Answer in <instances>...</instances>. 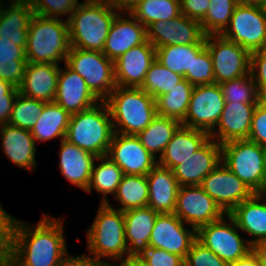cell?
<instances>
[{"mask_svg":"<svg viewBox=\"0 0 266 266\" xmlns=\"http://www.w3.org/2000/svg\"><path fill=\"white\" fill-rule=\"evenodd\" d=\"M71 114L56 102H44V108L36 124L30 130L35 141L53 138L65 139Z\"/></svg>","mask_w":266,"mask_h":266,"instance_id":"4dcf8cb0","label":"cell"},{"mask_svg":"<svg viewBox=\"0 0 266 266\" xmlns=\"http://www.w3.org/2000/svg\"><path fill=\"white\" fill-rule=\"evenodd\" d=\"M96 266H110V263L106 262L105 264H97Z\"/></svg>","mask_w":266,"mask_h":266,"instance_id":"6125c7cd","label":"cell"},{"mask_svg":"<svg viewBox=\"0 0 266 266\" xmlns=\"http://www.w3.org/2000/svg\"><path fill=\"white\" fill-rule=\"evenodd\" d=\"M225 102H237L245 104H258L259 97L256 84L251 74L220 84Z\"/></svg>","mask_w":266,"mask_h":266,"instance_id":"b9f144b4","label":"cell"},{"mask_svg":"<svg viewBox=\"0 0 266 266\" xmlns=\"http://www.w3.org/2000/svg\"><path fill=\"white\" fill-rule=\"evenodd\" d=\"M10 1L8 9H4L0 1V38L10 39L26 49L28 26L34 12L27 0Z\"/></svg>","mask_w":266,"mask_h":266,"instance_id":"f546056e","label":"cell"},{"mask_svg":"<svg viewBox=\"0 0 266 266\" xmlns=\"http://www.w3.org/2000/svg\"><path fill=\"white\" fill-rule=\"evenodd\" d=\"M229 215L235 220L239 230L253 237L249 240L252 246L266 240V194L255 193L237 205Z\"/></svg>","mask_w":266,"mask_h":266,"instance_id":"4316f807","label":"cell"},{"mask_svg":"<svg viewBox=\"0 0 266 266\" xmlns=\"http://www.w3.org/2000/svg\"><path fill=\"white\" fill-rule=\"evenodd\" d=\"M65 64L85 80L100 101H105L117 86L114 62L103 52L71 47Z\"/></svg>","mask_w":266,"mask_h":266,"instance_id":"ba28073f","label":"cell"},{"mask_svg":"<svg viewBox=\"0 0 266 266\" xmlns=\"http://www.w3.org/2000/svg\"><path fill=\"white\" fill-rule=\"evenodd\" d=\"M250 74L256 84L259 97L266 100V49L251 52Z\"/></svg>","mask_w":266,"mask_h":266,"instance_id":"bcb514c9","label":"cell"},{"mask_svg":"<svg viewBox=\"0 0 266 266\" xmlns=\"http://www.w3.org/2000/svg\"><path fill=\"white\" fill-rule=\"evenodd\" d=\"M265 194H266V168H265Z\"/></svg>","mask_w":266,"mask_h":266,"instance_id":"e7e4bbea","label":"cell"},{"mask_svg":"<svg viewBox=\"0 0 266 266\" xmlns=\"http://www.w3.org/2000/svg\"><path fill=\"white\" fill-rule=\"evenodd\" d=\"M222 163L254 193L265 194L266 147L248 139L221 145Z\"/></svg>","mask_w":266,"mask_h":266,"instance_id":"52a82bcc","label":"cell"},{"mask_svg":"<svg viewBox=\"0 0 266 266\" xmlns=\"http://www.w3.org/2000/svg\"><path fill=\"white\" fill-rule=\"evenodd\" d=\"M222 161L221 144L209 138L194 154L172 171L180 186L201 185L203 179Z\"/></svg>","mask_w":266,"mask_h":266,"instance_id":"ac0fdd59","label":"cell"},{"mask_svg":"<svg viewBox=\"0 0 266 266\" xmlns=\"http://www.w3.org/2000/svg\"><path fill=\"white\" fill-rule=\"evenodd\" d=\"M60 66L27 62L19 92L43 102H54Z\"/></svg>","mask_w":266,"mask_h":266,"instance_id":"603a6c76","label":"cell"},{"mask_svg":"<svg viewBox=\"0 0 266 266\" xmlns=\"http://www.w3.org/2000/svg\"><path fill=\"white\" fill-rule=\"evenodd\" d=\"M35 15L44 18H59L68 15V20L79 4V0H27Z\"/></svg>","mask_w":266,"mask_h":266,"instance_id":"7bdbcfd3","label":"cell"},{"mask_svg":"<svg viewBox=\"0 0 266 266\" xmlns=\"http://www.w3.org/2000/svg\"><path fill=\"white\" fill-rule=\"evenodd\" d=\"M184 224L174 213L158 214L151 231L149 247L164 249L185 259L196 240V229L188 230Z\"/></svg>","mask_w":266,"mask_h":266,"instance_id":"2e32d148","label":"cell"},{"mask_svg":"<svg viewBox=\"0 0 266 266\" xmlns=\"http://www.w3.org/2000/svg\"><path fill=\"white\" fill-rule=\"evenodd\" d=\"M252 250L258 256L261 266H266V240L255 243Z\"/></svg>","mask_w":266,"mask_h":266,"instance_id":"11a10c76","label":"cell"},{"mask_svg":"<svg viewBox=\"0 0 266 266\" xmlns=\"http://www.w3.org/2000/svg\"><path fill=\"white\" fill-rule=\"evenodd\" d=\"M229 266H261V264L258 256L252 250L245 257L229 264Z\"/></svg>","mask_w":266,"mask_h":266,"instance_id":"db71d44e","label":"cell"},{"mask_svg":"<svg viewBox=\"0 0 266 266\" xmlns=\"http://www.w3.org/2000/svg\"><path fill=\"white\" fill-rule=\"evenodd\" d=\"M205 44L171 45L156 48V60L174 73L180 74L192 84L193 57Z\"/></svg>","mask_w":266,"mask_h":266,"instance_id":"1f68e13d","label":"cell"},{"mask_svg":"<svg viewBox=\"0 0 266 266\" xmlns=\"http://www.w3.org/2000/svg\"><path fill=\"white\" fill-rule=\"evenodd\" d=\"M113 134L108 105L105 101H99L88 109L71 114L65 139L100 157L107 155Z\"/></svg>","mask_w":266,"mask_h":266,"instance_id":"5b68a950","label":"cell"},{"mask_svg":"<svg viewBox=\"0 0 266 266\" xmlns=\"http://www.w3.org/2000/svg\"><path fill=\"white\" fill-rule=\"evenodd\" d=\"M19 89L0 79V126L8 123Z\"/></svg>","mask_w":266,"mask_h":266,"instance_id":"681fc988","label":"cell"},{"mask_svg":"<svg viewBox=\"0 0 266 266\" xmlns=\"http://www.w3.org/2000/svg\"><path fill=\"white\" fill-rule=\"evenodd\" d=\"M60 144V172L69 182L86 191L97 156L66 139L61 140Z\"/></svg>","mask_w":266,"mask_h":266,"instance_id":"d4e9b609","label":"cell"},{"mask_svg":"<svg viewBox=\"0 0 266 266\" xmlns=\"http://www.w3.org/2000/svg\"><path fill=\"white\" fill-rule=\"evenodd\" d=\"M184 266H229L197 239L184 259Z\"/></svg>","mask_w":266,"mask_h":266,"instance_id":"f6af8a7d","label":"cell"},{"mask_svg":"<svg viewBox=\"0 0 266 266\" xmlns=\"http://www.w3.org/2000/svg\"><path fill=\"white\" fill-rule=\"evenodd\" d=\"M5 212V210L3 209L2 205L0 204V216Z\"/></svg>","mask_w":266,"mask_h":266,"instance_id":"94428289","label":"cell"},{"mask_svg":"<svg viewBox=\"0 0 266 266\" xmlns=\"http://www.w3.org/2000/svg\"><path fill=\"white\" fill-rule=\"evenodd\" d=\"M257 104L225 102L217 123L218 133L212 131L209 136L219 144L233 140L248 139L251 122Z\"/></svg>","mask_w":266,"mask_h":266,"instance_id":"7402d4cb","label":"cell"},{"mask_svg":"<svg viewBox=\"0 0 266 266\" xmlns=\"http://www.w3.org/2000/svg\"><path fill=\"white\" fill-rule=\"evenodd\" d=\"M181 125L182 123L178 120L157 115L152 122L136 136L154 158H156L155 154L158 152H160L159 154L161 157L167 144Z\"/></svg>","mask_w":266,"mask_h":266,"instance_id":"d6a6232c","label":"cell"},{"mask_svg":"<svg viewBox=\"0 0 266 266\" xmlns=\"http://www.w3.org/2000/svg\"><path fill=\"white\" fill-rule=\"evenodd\" d=\"M240 5L260 6L266 8V0H237Z\"/></svg>","mask_w":266,"mask_h":266,"instance_id":"680465c9","label":"cell"},{"mask_svg":"<svg viewBox=\"0 0 266 266\" xmlns=\"http://www.w3.org/2000/svg\"><path fill=\"white\" fill-rule=\"evenodd\" d=\"M0 134L2 148L10 161L18 167L31 171L37 164L36 142L31 132L7 123L0 126Z\"/></svg>","mask_w":266,"mask_h":266,"instance_id":"83f0119b","label":"cell"},{"mask_svg":"<svg viewBox=\"0 0 266 266\" xmlns=\"http://www.w3.org/2000/svg\"><path fill=\"white\" fill-rule=\"evenodd\" d=\"M36 225L32 228L12 217L9 266H63L71 258L63 236L62 218L44 214Z\"/></svg>","mask_w":266,"mask_h":266,"instance_id":"6da1fadb","label":"cell"},{"mask_svg":"<svg viewBox=\"0 0 266 266\" xmlns=\"http://www.w3.org/2000/svg\"><path fill=\"white\" fill-rule=\"evenodd\" d=\"M248 140L266 147V100H261L254 110Z\"/></svg>","mask_w":266,"mask_h":266,"instance_id":"7dc6e473","label":"cell"},{"mask_svg":"<svg viewBox=\"0 0 266 266\" xmlns=\"http://www.w3.org/2000/svg\"><path fill=\"white\" fill-rule=\"evenodd\" d=\"M115 16V9L107 2L78 4L67 20L71 47L103 52Z\"/></svg>","mask_w":266,"mask_h":266,"instance_id":"277c9868","label":"cell"},{"mask_svg":"<svg viewBox=\"0 0 266 266\" xmlns=\"http://www.w3.org/2000/svg\"><path fill=\"white\" fill-rule=\"evenodd\" d=\"M205 47L212 59L215 84L250 74V52L222 35H206Z\"/></svg>","mask_w":266,"mask_h":266,"instance_id":"8fae6325","label":"cell"},{"mask_svg":"<svg viewBox=\"0 0 266 266\" xmlns=\"http://www.w3.org/2000/svg\"><path fill=\"white\" fill-rule=\"evenodd\" d=\"M114 197L122 205L121 208L116 209L123 212L133 208L147 207L149 197L147 176L123 174Z\"/></svg>","mask_w":266,"mask_h":266,"instance_id":"8d00e7d4","label":"cell"},{"mask_svg":"<svg viewBox=\"0 0 266 266\" xmlns=\"http://www.w3.org/2000/svg\"><path fill=\"white\" fill-rule=\"evenodd\" d=\"M68 21L33 15L28 26L26 59L32 63L58 65L70 51Z\"/></svg>","mask_w":266,"mask_h":266,"instance_id":"8992f818","label":"cell"},{"mask_svg":"<svg viewBox=\"0 0 266 266\" xmlns=\"http://www.w3.org/2000/svg\"><path fill=\"white\" fill-rule=\"evenodd\" d=\"M193 85L186 79L156 99L157 115L182 122L188 111Z\"/></svg>","mask_w":266,"mask_h":266,"instance_id":"d590c367","label":"cell"},{"mask_svg":"<svg viewBox=\"0 0 266 266\" xmlns=\"http://www.w3.org/2000/svg\"><path fill=\"white\" fill-rule=\"evenodd\" d=\"M156 60V49L147 40L133 47L114 61L117 86L141 87L151 64Z\"/></svg>","mask_w":266,"mask_h":266,"instance_id":"d6986e66","label":"cell"},{"mask_svg":"<svg viewBox=\"0 0 266 266\" xmlns=\"http://www.w3.org/2000/svg\"><path fill=\"white\" fill-rule=\"evenodd\" d=\"M91 260L83 258L81 255L71 257L63 266H96Z\"/></svg>","mask_w":266,"mask_h":266,"instance_id":"9f6ffc18","label":"cell"},{"mask_svg":"<svg viewBox=\"0 0 266 266\" xmlns=\"http://www.w3.org/2000/svg\"><path fill=\"white\" fill-rule=\"evenodd\" d=\"M131 14L145 27L181 15L180 0H141Z\"/></svg>","mask_w":266,"mask_h":266,"instance_id":"74e56055","label":"cell"},{"mask_svg":"<svg viewBox=\"0 0 266 266\" xmlns=\"http://www.w3.org/2000/svg\"><path fill=\"white\" fill-rule=\"evenodd\" d=\"M127 14L131 20L116 14L105 41L103 54L113 62L129 49L147 41L146 27L131 13Z\"/></svg>","mask_w":266,"mask_h":266,"instance_id":"ffe728a7","label":"cell"},{"mask_svg":"<svg viewBox=\"0 0 266 266\" xmlns=\"http://www.w3.org/2000/svg\"><path fill=\"white\" fill-rule=\"evenodd\" d=\"M224 105L225 99L219 84L194 86L188 111L181 123L183 126L210 134L217 128Z\"/></svg>","mask_w":266,"mask_h":266,"instance_id":"7c38bea8","label":"cell"},{"mask_svg":"<svg viewBox=\"0 0 266 266\" xmlns=\"http://www.w3.org/2000/svg\"><path fill=\"white\" fill-rule=\"evenodd\" d=\"M150 266H184V259L164 249L149 247L141 255Z\"/></svg>","mask_w":266,"mask_h":266,"instance_id":"c3c4849f","label":"cell"},{"mask_svg":"<svg viewBox=\"0 0 266 266\" xmlns=\"http://www.w3.org/2000/svg\"><path fill=\"white\" fill-rule=\"evenodd\" d=\"M221 35L250 53L266 49V8L238 4Z\"/></svg>","mask_w":266,"mask_h":266,"instance_id":"30bf717a","label":"cell"},{"mask_svg":"<svg viewBox=\"0 0 266 266\" xmlns=\"http://www.w3.org/2000/svg\"><path fill=\"white\" fill-rule=\"evenodd\" d=\"M128 256H141L149 248V239L159 213L151 207L123 212Z\"/></svg>","mask_w":266,"mask_h":266,"instance_id":"cb8c5ba5","label":"cell"},{"mask_svg":"<svg viewBox=\"0 0 266 266\" xmlns=\"http://www.w3.org/2000/svg\"><path fill=\"white\" fill-rule=\"evenodd\" d=\"M148 207L159 214L174 213L180 185L173 171L157 164L147 175Z\"/></svg>","mask_w":266,"mask_h":266,"instance_id":"484cf974","label":"cell"},{"mask_svg":"<svg viewBox=\"0 0 266 266\" xmlns=\"http://www.w3.org/2000/svg\"><path fill=\"white\" fill-rule=\"evenodd\" d=\"M105 102L119 134L137 135L157 116L156 100L140 87L116 86Z\"/></svg>","mask_w":266,"mask_h":266,"instance_id":"7a4b0ae2","label":"cell"},{"mask_svg":"<svg viewBox=\"0 0 266 266\" xmlns=\"http://www.w3.org/2000/svg\"><path fill=\"white\" fill-rule=\"evenodd\" d=\"M44 108V102L18 92L8 123L25 130H31Z\"/></svg>","mask_w":266,"mask_h":266,"instance_id":"60d3db41","label":"cell"},{"mask_svg":"<svg viewBox=\"0 0 266 266\" xmlns=\"http://www.w3.org/2000/svg\"><path fill=\"white\" fill-rule=\"evenodd\" d=\"M200 186L226 214L255 194L222 161L203 179Z\"/></svg>","mask_w":266,"mask_h":266,"instance_id":"5bb4252c","label":"cell"},{"mask_svg":"<svg viewBox=\"0 0 266 266\" xmlns=\"http://www.w3.org/2000/svg\"><path fill=\"white\" fill-rule=\"evenodd\" d=\"M60 68L54 102L70 114L81 112L100 100L88 88L85 80L70 69Z\"/></svg>","mask_w":266,"mask_h":266,"instance_id":"44dd1931","label":"cell"},{"mask_svg":"<svg viewBox=\"0 0 266 266\" xmlns=\"http://www.w3.org/2000/svg\"><path fill=\"white\" fill-rule=\"evenodd\" d=\"M209 138V134L205 131L181 125L167 144L163 155L159 157L158 164L173 170L194 154Z\"/></svg>","mask_w":266,"mask_h":266,"instance_id":"f1b7e54d","label":"cell"},{"mask_svg":"<svg viewBox=\"0 0 266 266\" xmlns=\"http://www.w3.org/2000/svg\"><path fill=\"white\" fill-rule=\"evenodd\" d=\"M147 40L156 48L171 45L205 44V34L199 21L181 14L167 21H157L146 27Z\"/></svg>","mask_w":266,"mask_h":266,"instance_id":"9a60e30c","label":"cell"},{"mask_svg":"<svg viewBox=\"0 0 266 266\" xmlns=\"http://www.w3.org/2000/svg\"><path fill=\"white\" fill-rule=\"evenodd\" d=\"M183 79L182 75L172 72L155 60L148 69L140 88L156 100L160 95L171 91Z\"/></svg>","mask_w":266,"mask_h":266,"instance_id":"f35d334b","label":"cell"},{"mask_svg":"<svg viewBox=\"0 0 266 266\" xmlns=\"http://www.w3.org/2000/svg\"><path fill=\"white\" fill-rule=\"evenodd\" d=\"M210 0H180L181 14L201 21L209 8Z\"/></svg>","mask_w":266,"mask_h":266,"instance_id":"816d5d0a","label":"cell"},{"mask_svg":"<svg viewBox=\"0 0 266 266\" xmlns=\"http://www.w3.org/2000/svg\"><path fill=\"white\" fill-rule=\"evenodd\" d=\"M86 237L87 248L93 258L87 254L81 255L85 259L105 264L102 258L122 262L128 256L123 211L114 209L110 203H101Z\"/></svg>","mask_w":266,"mask_h":266,"instance_id":"3957f363","label":"cell"},{"mask_svg":"<svg viewBox=\"0 0 266 266\" xmlns=\"http://www.w3.org/2000/svg\"><path fill=\"white\" fill-rule=\"evenodd\" d=\"M174 214L196 230L226 215L200 185L180 186Z\"/></svg>","mask_w":266,"mask_h":266,"instance_id":"4fadbf2b","label":"cell"},{"mask_svg":"<svg viewBox=\"0 0 266 266\" xmlns=\"http://www.w3.org/2000/svg\"><path fill=\"white\" fill-rule=\"evenodd\" d=\"M26 65L25 49L17 46L10 39L0 38V79L19 88Z\"/></svg>","mask_w":266,"mask_h":266,"instance_id":"836d02e7","label":"cell"},{"mask_svg":"<svg viewBox=\"0 0 266 266\" xmlns=\"http://www.w3.org/2000/svg\"><path fill=\"white\" fill-rule=\"evenodd\" d=\"M237 0H210L205 17L200 21L205 35H221L229 26Z\"/></svg>","mask_w":266,"mask_h":266,"instance_id":"ab89813d","label":"cell"},{"mask_svg":"<svg viewBox=\"0 0 266 266\" xmlns=\"http://www.w3.org/2000/svg\"><path fill=\"white\" fill-rule=\"evenodd\" d=\"M141 0H111L109 4L117 11H122L127 13L133 12V10L138 6ZM128 10V12H127Z\"/></svg>","mask_w":266,"mask_h":266,"instance_id":"f5cc1de1","label":"cell"},{"mask_svg":"<svg viewBox=\"0 0 266 266\" xmlns=\"http://www.w3.org/2000/svg\"><path fill=\"white\" fill-rule=\"evenodd\" d=\"M110 266H126V265L123 262H120V264L118 265L110 263Z\"/></svg>","mask_w":266,"mask_h":266,"instance_id":"91938a15","label":"cell"},{"mask_svg":"<svg viewBox=\"0 0 266 266\" xmlns=\"http://www.w3.org/2000/svg\"><path fill=\"white\" fill-rule=\"evenodd\" d=\"M224 217L230 223L225 222ZM238 229L235 220L226 214L215 222L199 227L196 239L229 265L252 251L249 239L243 240Z\"/></svg>","mask_w":266,"mask_h":266,"instance_id":"9c48e42d","label":"cell"},{"mask_svg":"<svg viewBox=\"0 0 266 266\" xmlns=\"http://www.w3.org/2000/svg\"><path fill=\"white\" fill-rule=\"evenodd\" d=\"M93 1H99V2H107V3H109L111 0H93Z\"/></svg>","mask_w":266,"mask_h":266,"instance_id":"be15d7a7","label":"cell"},{"mask_svg":"<svg viewBox=\"0 0 266 266\" xmlns=\"http://www.w3.org/2000/svg\"><path fill=\"white\" fill-rule=\"evenodd\" d=\"M101 163L93 165L90 182L85 192L90 193L94 188L97 192L101 193L103 198L101 203L106 204L107 195L116 194L119 184L123 177L122 169L107 155L97 157Z\"/></svg>","mask_w":266,"mask_h":266,"instance_id":"e575fe53","label":"cell"},{"mask_svg":"<svg viewBox=\"0 0 266 266\" xmlns=\"http://www.w3.org/2000/svg\"><path fill=\"white\" fill-rule=\"evenodd\" d=\"M11 220L6 211L0 216V266H9Z\"/></svg>","mask_w":266,"mask_h":266,"instance_id":"f907efd6","label":"cell"},{"mask_svg":"<svg viewBox=\"0 0 266 266\" xmlns=\"http://www.w3.org/2000/svg\"><path fill=\"white\" fill-rule=\"evenodd\" d=\"M122 262L126 266H150L142 256H127Z\"/></svg>","mask_w":266,"mask_h":266,"instance_id":"6f0895ef","label":"cell"},{"mask_svg":"<svg viewBox=\"0 0 266 266\" xmlns=\"http://www.w3.org/2000/svg\"><path fill=\"white\" fill-rule=\"evenodd\" d=\"M107 156L123 174L146 176L158 164V159L146 150L136 135L114 132Z\"/></svg>","mask_w":266,"mask_h":266,"instance_id":"e0dca14e","label":"cell"},{"mask_svg":"<svg viewBox=\"0 0 266 266\" xmlns=\"http://www.w3.org/2000/svg\"><path fill=\"white\" fill-rule=\"evenodd\" d=\"M215 84L213 64L208 49L205 47L196 57L192 64V85Z\"/></svg>","mask_w":266,"mask_h":266,"instance_id":"ee69618b","label":"cell"}]
</instances>
